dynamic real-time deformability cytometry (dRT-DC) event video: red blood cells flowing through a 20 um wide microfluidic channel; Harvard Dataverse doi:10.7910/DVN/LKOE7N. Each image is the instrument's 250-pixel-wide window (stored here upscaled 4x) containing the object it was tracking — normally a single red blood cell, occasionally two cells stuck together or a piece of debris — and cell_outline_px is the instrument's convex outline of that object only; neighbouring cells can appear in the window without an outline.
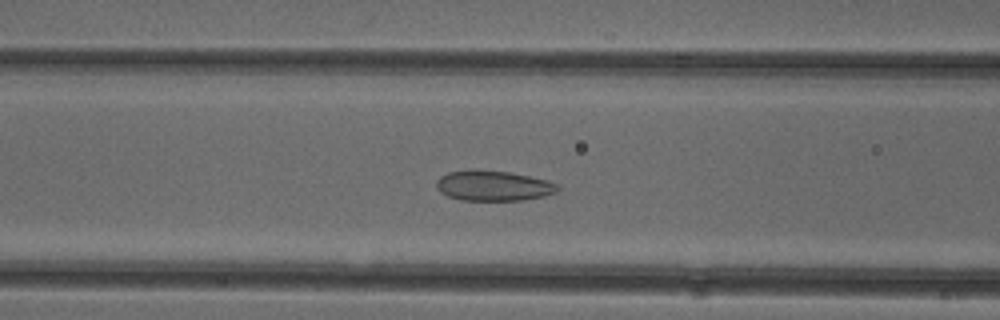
{"species": "common noctule bat (a hibernating species)", "species_latin": "Nyctalus noctula", "temperature_condition": "cold", "stored_images_in_passage": 43, "camera_frame_rate_fps": 3000, "um_per_image_px": 0.085, "animal": {"sex": "female"}, "frame": {"image": 1, "passage_image": 12, "time_ms": 3.667, "image_size_px": [1000, 320], "cell_outline_px": [[560, 188], [556, 192], [544, 196], [524, 200], [460, 200], [448, 196], [440, 192], [436, 188], [436, 180], [440, 176], [448, 172], [472, 168], [476, 168], [508, 172], [548, 180], [560, 184]], "centroid_in_image_um": [41.92, 15.77], "position_along_channel_um": 124.7, "area_um2": 21.79}}
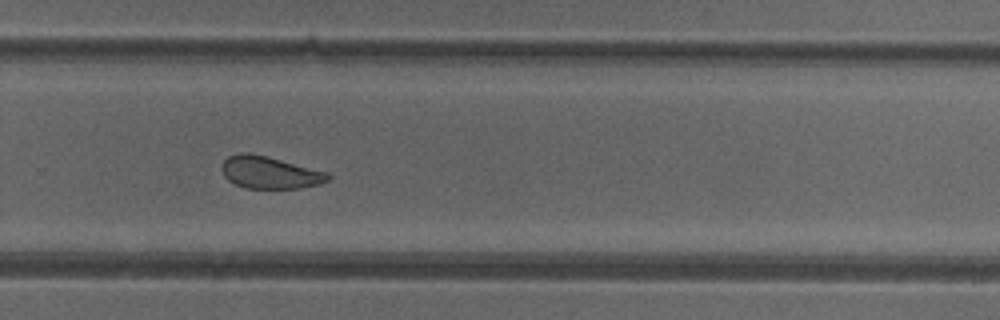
{"frame": {"image": 2, "passage_image": 26, "time_ms": 8.333, "image_size_px": [1000, 320], "cell_outline_px": [[332, 176], [328, 180], [320, 184], [300, 188], [244, 188], [228, 180], [224, 176], [220, 168], [220, 164], [228, 156], [240, 152], [248, 152], [268, 156], [328, 172]], "centroid_in_image_um": [22.91, 14.65], "position_along_channel_um": 306.9, "area_um2": 20.23}}
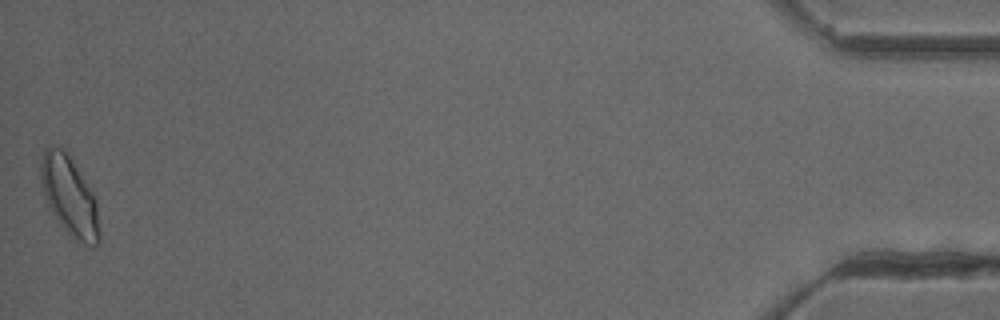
{"frame": {"image": 3, "passage_image": 43, "time_ms": 14.0, "image_size_px": [1000, 320], "cell_outline_px": [[100, 244], [96, 248], [92, 248], [84, 244], [72, 236], [56, 220], [44, 196], [40, 184], [40, 164], [44, 148], [60, 144], [68, 152], [92, 192], [96, 200], [100, 236]], "centroid_in_image_um": [5.9, 16.65], "position_along_channel_um": 429.3, "area_um2": 27.46}, "authors_computed_cell_mechanics": {"area_um2": 21.7906, "velocity_mm_per_s": 3.9178, "shape_relaxation_time_tau1_ms": 5.4858, "shape_relaxation_time_tau2_ms": 1.2573, "deformation_change_tau1": 0.0789, "deformation_change_tau2": 0.0626}}